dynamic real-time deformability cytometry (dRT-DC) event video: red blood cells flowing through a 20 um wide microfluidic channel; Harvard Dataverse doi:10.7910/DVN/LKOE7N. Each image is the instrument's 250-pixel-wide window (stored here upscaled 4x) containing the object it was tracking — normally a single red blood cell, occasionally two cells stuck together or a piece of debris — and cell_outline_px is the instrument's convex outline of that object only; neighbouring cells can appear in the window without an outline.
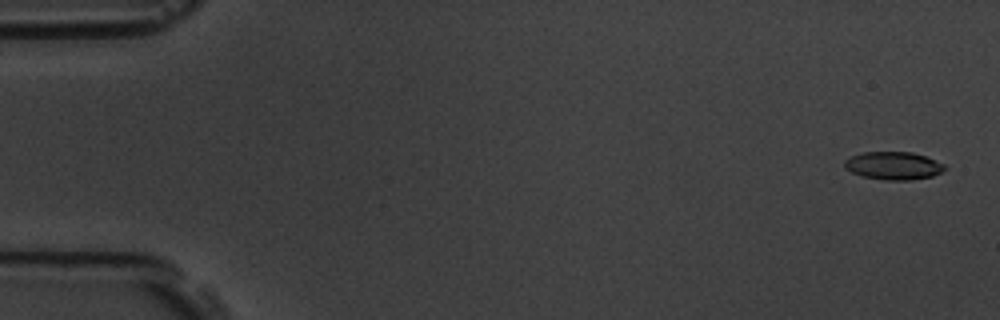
{"species": "common noctule bat (a hibernating species)", "species_latin": "Nyctalus noctula", "temperature_condition": "room temperature", "stored_images_in_passage": 4, "camera_frame_rate_fps": 3000, "um_per_image_px": 0.085, "animal": {"sex": "male", "body_mass_g": 19.5, "forearm_length_mm": 54.6}, "frame": {"image": 1, "passage_image": 1, "time_ms": 0.0, "image_size_px": [1000, 320], "cell_outline_px": [[944, 168], [940, 172], [932, 176], [912, 180], [884, 180], [860, 176], [844, 168], [844, 160], [852, 156], [864, 152], [912, 152], [924, 156], [944, 164]], "centroid_in_image_um": [75.89, 14.09], "position_along_channel_um": 9.1, "area_um2": 16.18}}